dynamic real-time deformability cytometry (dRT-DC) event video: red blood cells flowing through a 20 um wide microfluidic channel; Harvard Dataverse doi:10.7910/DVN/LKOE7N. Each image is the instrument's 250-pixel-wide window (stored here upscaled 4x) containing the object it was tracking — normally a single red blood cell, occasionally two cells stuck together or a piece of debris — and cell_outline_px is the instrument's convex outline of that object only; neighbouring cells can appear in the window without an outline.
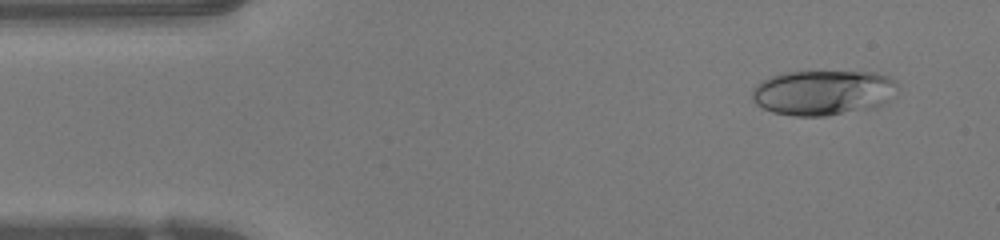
{"species": "human", "species_latin": "Homo sapiens", "temperature_condition": "warm", "stored_images_in_passage": 46, "camera_frame_rate_fps": 3000, "um_per_image_px": 0.085, "donor": {"sex": "female"}, "frame": {"image": 1, "passage_image": 3, "time_ms": 0.667, "image_size_px": [1000, 240], "cell_outline_px": [[900, 92], [896, 96], [876, 108], [828, 116], [792, 116], [772, 112], [756, 104], [752, 100], [752, 88], [756, 84], [772, 76], [784, 72], [876, 72], [888, 76], [896, 80]], "centroid_in_image_um": [70.03, 7.88], "position_along_channel_um": 15.0, "area_um2": 38.96}}
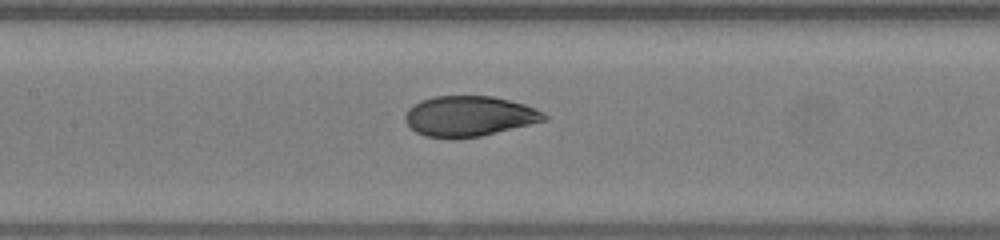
{"frame": {"image": 2, "passage_image": 20, "time_ms": 6.333, "image_size_px": [1000, 240], "cell_outline_px": [[548, 120], [480, 136], [452, 140], [424, 136], [416, 132], [404, 120], [404, 116], [408, 108], [412, 104], [420, 100], [432, 96], [492, 96], [524, 104], [536, 108], [544, 112], [548, 116]], "centroid_in_image_um": [39.85, 9.88], "position_along_channel_um": 167.5, "area_um2": 33.12}}
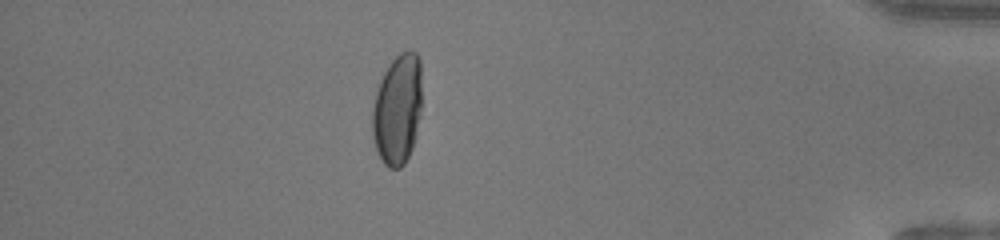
{"frame": {"image": 3, "passage_image": 40, "time_ms": 13.0, "image_size_px": [1000, 240], "cell_outline_px": [[420, 116], [412, 148], [404, 164], [400, 168], [388, 168], [384, 164], [376, 148], [372, 136], [372, 108], [376, 92], [380, 80], [384, 72], [392, 60], [400, 52], [408, 48], [416, 52], [420, 60]], "centroid_in_image_um": [33.77, 9.28], "position_along_channel_um": 401.4, "area_um2": 31.91}, "authors_computed_cell_mechanics": {"area_um2": 33.4084, "velocity_mm_per_s": 4.2645, "shape_relaxation_time_tau1_ms": 7.3305, "shape_relaxation_time_tau2_ms": 0.8683, "deformation_change_tau1": 0.2872, "deformation_change_tau2": 0.0527}}